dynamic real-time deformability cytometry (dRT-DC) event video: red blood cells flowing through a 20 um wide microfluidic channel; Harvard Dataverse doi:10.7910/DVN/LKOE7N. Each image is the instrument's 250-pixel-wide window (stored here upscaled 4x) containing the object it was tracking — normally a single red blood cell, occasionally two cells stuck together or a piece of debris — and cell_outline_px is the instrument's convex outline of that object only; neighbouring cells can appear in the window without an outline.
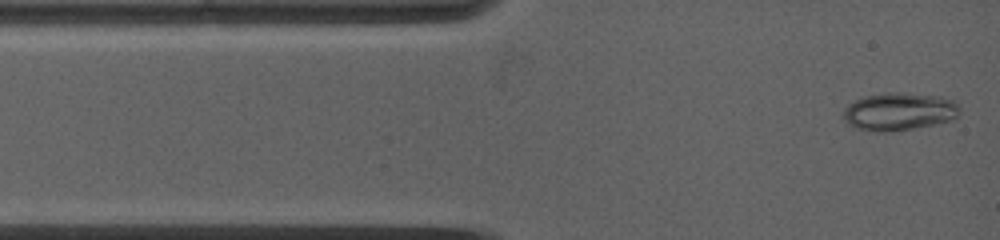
{"species": "common noctule bat (a hibernating species)", "species_latin": "Nyctalus noctula", "temperature_condition": "warm", "stored_images_in_passage": 74, "segment_of_instrument_passage": [1, 2], "camera_frame_rate_fps": 5000, "um_per_image_px": 0.085, "animal": {"sex": "female", "body_mass_g": 19.0, "forearm_length_mm": 53.3}, "frame": {"image": 1, "passage_image": 1, "time_ms": 0.0, "image_size_px": [1000, 240], "cell_outline_px": [[960, 112], [952, 120], [912, 128], [856, 128], [848, 124], [840, 116], [844, 108], [848, 104], [864, 96], [888, 92], [904, 92], [940, 96], [952, 100], [960, 108]], "centroid_in_image_um": [76.42, 9.41], "position_along_channel_um": 8.6, "area_um2": 24.8}}
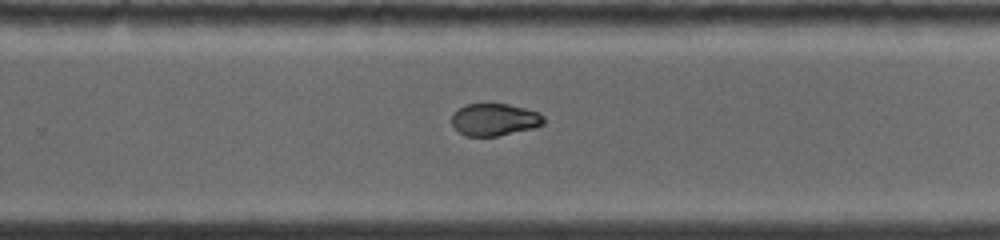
{"frame": {"image": 2, "passage_image": 26, "time_ms": 8.2, "image_size_px": [1000, 240], "cell_outline_px": [[544, 124], [532, 128], [496, 136], [464, 136], [452, 124], [452, 112], [468, 104], [508, 104], [524, 108], [536, 112], [544, 116]], "centroid_in_image_um": [42.01, 10.17], "position_along_channel_um": 287.8, "area_um2": 17.05}}
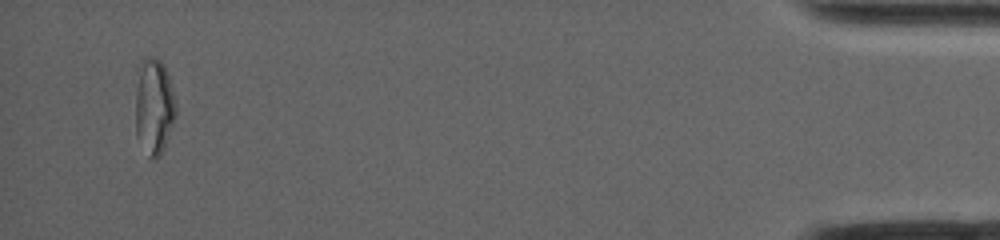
{"frame": {"image": 3, "passage_image": 65, "time_ms": 14.6, "image_size_px": [1000, 240], "cell_outline_px": [[176, 116], [164, 148], [160, 156], [152, 160], [148, 156], [136, 136], [136, 64], [148, 56], [156, 56], [160, 60], [168, 76], [176, 100]], "centroid_in_image_um": [13.07, 9.01], "position_along_channel_um": 422.1, "area_um2": 23.06}}